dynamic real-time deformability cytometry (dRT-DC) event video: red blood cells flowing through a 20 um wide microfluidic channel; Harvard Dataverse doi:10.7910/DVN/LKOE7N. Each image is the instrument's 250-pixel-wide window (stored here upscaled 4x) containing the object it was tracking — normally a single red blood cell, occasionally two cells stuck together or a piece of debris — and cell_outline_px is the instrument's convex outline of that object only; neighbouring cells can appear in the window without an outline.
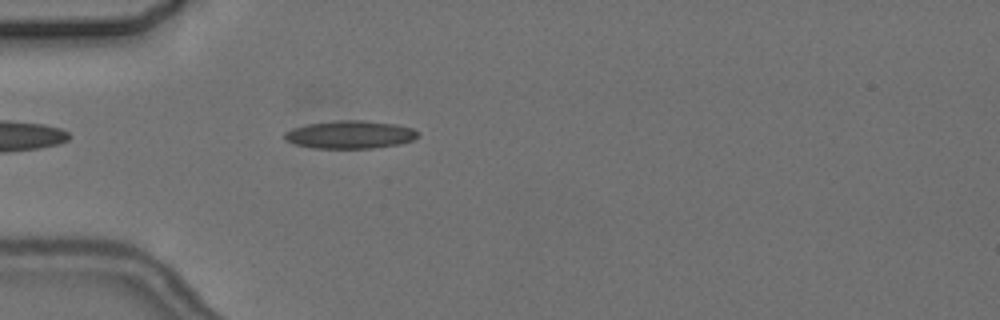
{"species": "common noctule bat (a hibernating species)", "species_latin": "Nyctalus noctula", "temperature_condition": "cold", "stored_images_in_passage": 5, "camera_frame_rate_fps": 3000, "um_per_image_px": 0.085, "animal": {"sex": "female", "body_mass_g": 24.6, "forearm_length_mm": 56.2}, "frame": {"image": 1, "passage_image": 5, "time_ms": 5.0, "image_size_px": [1000, 320], "cell_outline_px": [[420, 136], [412, 140], [400, 144], [372, 148], [312, 148], [296, 144], [288, 140], [284, 136], [284, 132], [292, 128], [308, 124], [332, 120], [364, 120], [396, 124], [412, 128], [420, 132]], "centroid_in_image_um": [29.79, 11.43], "position_along_channel_um": 55.2, "area_um2": 21.79}}